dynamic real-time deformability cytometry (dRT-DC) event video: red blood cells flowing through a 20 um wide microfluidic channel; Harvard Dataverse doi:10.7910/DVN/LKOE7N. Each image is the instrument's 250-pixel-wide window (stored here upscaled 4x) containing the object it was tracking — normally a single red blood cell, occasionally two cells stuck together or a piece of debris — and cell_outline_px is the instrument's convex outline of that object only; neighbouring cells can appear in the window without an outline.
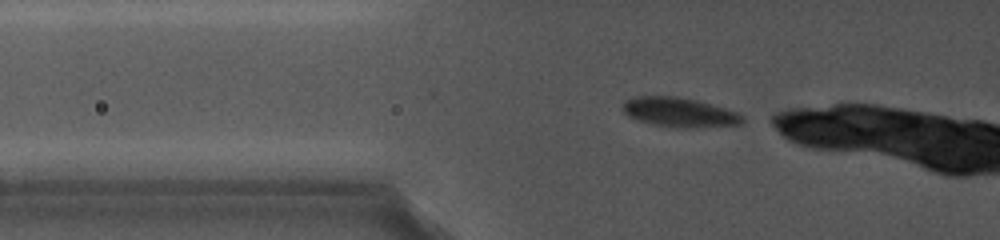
{"species": "common noctule bat (a hibernating species)", "species_latin": "Nyctalus noctula", "temperature_condition": "cold", "stored_images_in_passage": 50, "camera_frame_rate_fps": 5000, "um_per_image_px": 0.085, "animal": {"sex": "female", "body_mass_g": 19.0, "forearm_length_mm": 56.7}, "frame": {"image": 1, "passage_image": 2, "time_ms": 0.2, "image_size_px": [1000, 240], "cell_outline_px": [[744, 120], [740, 124], [696, 128], [672, 128], [652, 124], [636, 120], [628, 116], [624, 112], [624, 100], [636, 96], [676, 96], [696, 100], [740, 112], [744, 116]], "centroid_in_image_um": [57.77, 9.56], "position_along_channel_um": 68.0, "area_um2": 20.81}}
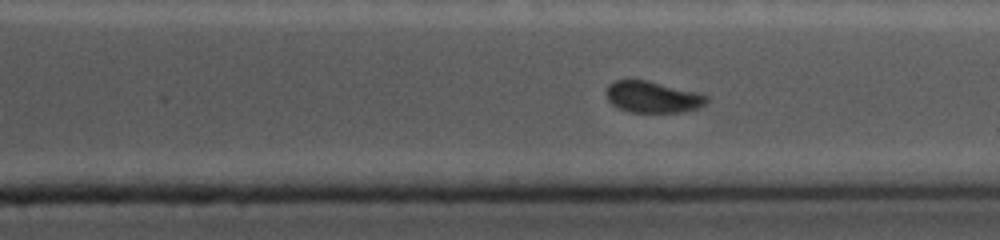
{"frame": {"image": 2, "passage_image": 42, "time_ms": 8.2, "image_size_px": [1000, 240], "cell_outline_px": [[708, 100], [700, 108], [684, 112], [632, 112], [620, 108], [612, 104], [608, 100], [608, 84], [616, 80], [648, 80], [700, 92], [708, 96]], "centroid_in_image_um": [55.55, 8.24], "position_along_channel_um": 355.9, "area_um2": 18.44}}
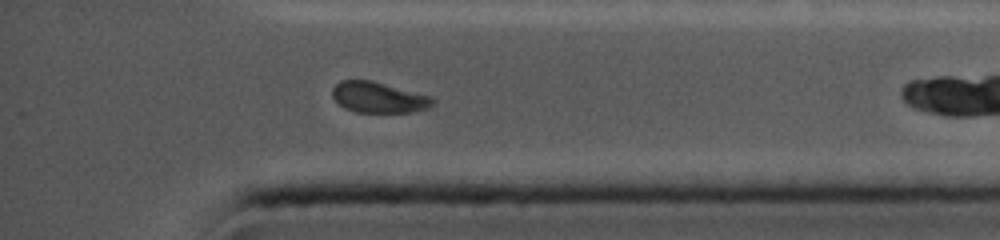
{"frame": {"image": 3, "passage_image": 48, "time_ms": 9.4, "image_size_px": [1000, 240], "cell_outline_px": [[436, 100], [428, 108], [412, 112], [356, 112], [344, 108], [332, 96], [332, 88], [340, 80], [372, 80], [432, 96]], "centroid_in_image_um": [32.19, 8.27], "position_along_channel_um": 403.0, "area_um2": 18.09}}